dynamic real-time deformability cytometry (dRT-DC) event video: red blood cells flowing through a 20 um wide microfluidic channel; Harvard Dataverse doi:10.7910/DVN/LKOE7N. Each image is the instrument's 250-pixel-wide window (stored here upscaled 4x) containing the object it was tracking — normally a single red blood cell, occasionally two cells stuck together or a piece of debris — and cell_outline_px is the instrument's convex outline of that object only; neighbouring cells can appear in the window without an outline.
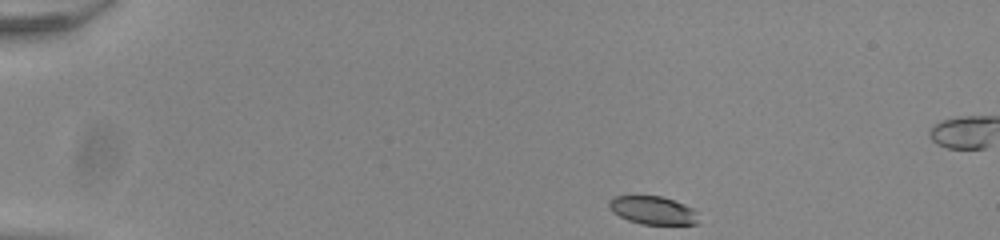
{"species": "common noctule bat (a hibernating species)", "species_latin": "Nyctalus noctula", "temperature_condition": "room temperature", "stored_images_in_passage": 46, "segment_of_instrument_passage": [1, 2], "camera_frame_rate_fps": 3000, "um_per_image_px": 0.085, "animal": {"sex": "male", "body_mass_g": 20.0, "forearm_length_mm": 53.3}, "frame": {"image": 1, "passage_image": 1, "time_ms": 0.0, "image_size_px": [1000, 240], "cell_outline_px": [[696, 224], [640, 224], [628, 220], [612, 212], [608, 208], [608, 200], [616, 196], [660, 196], [684, 204], [692, 208], [696, 212]], "centroid_in_image_um": [55.43, 17.87], "position_along_channel_um": 29.6, "area_um2": 14.51}}
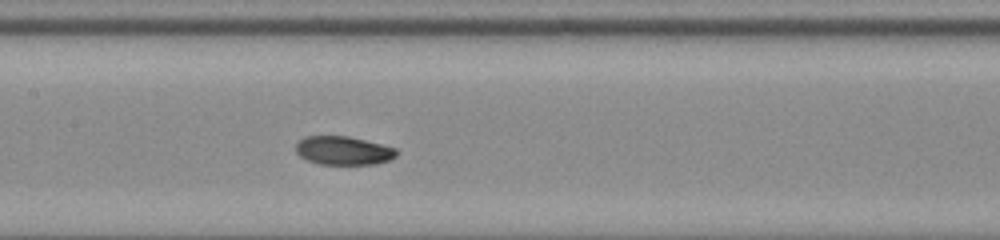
{"frame": {"image": 2, "passage_image": 19, "time_ms": 6.0, "image_size_px": [1000, 240], "cell_outline_px": [[400, 152], [396, 156], [388, 160], [372, 164], [320, 164], [308, 160], [300, 156], [296, 152], [296, 144], [304, 136], [348, 136], [396, 148]], "centroid_in_image_um": [29.19, 12.79], "position_along_channel_um": 178.2, "area_um2": 16.65}}
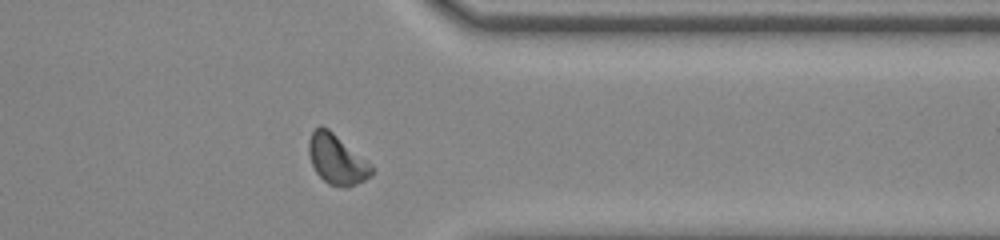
{"frame": {"image": 3, "passage_image": 35, "time_ms": 11.333, "image_size_px": [1000, 240], "cell_outline_px": [[372, 176], [348, 188], [344, 188], [328, 184], [316, 172], [312, 164], [308, 152], [308, 140], [312, 132], [320, 124], [328, 128], [368, 164], [372, 168]], "centroid_in_image_um": [28.57, 13.57], "position_along_channel_um": 382.8, "area_um2": 17.74}}